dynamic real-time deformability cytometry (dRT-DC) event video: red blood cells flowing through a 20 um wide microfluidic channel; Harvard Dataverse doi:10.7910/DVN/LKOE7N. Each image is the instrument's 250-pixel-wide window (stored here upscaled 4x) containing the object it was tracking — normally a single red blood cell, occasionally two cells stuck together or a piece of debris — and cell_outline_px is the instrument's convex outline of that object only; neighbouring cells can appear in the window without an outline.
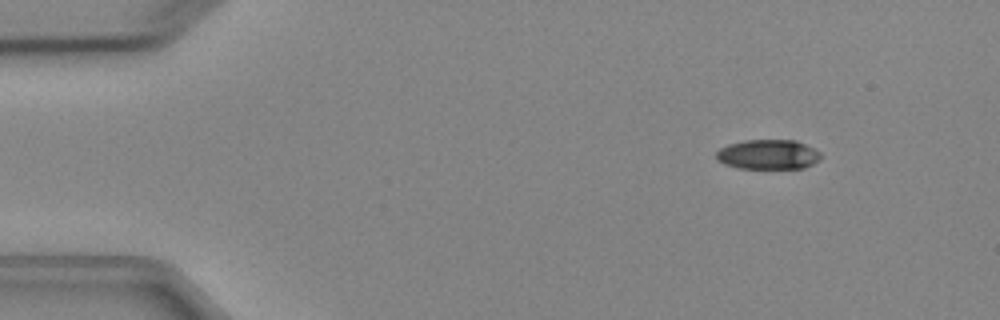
{"species": "Egyptian fruit bat (a non-hibernating species)", "species_latin": "Rousettus aegyptiacus", "temperature_condition": "cold", "stored_images_in_passage": 5, "camera_frame_rate_fps": 3000, "um_per_image_px": 0.085, "animal": {"sex": "female"}, "frame": {"image": 1, "passage_image": 2, "time_ms": 1.0, "image_size_px": [1000, 320], "cell_outline_px": [[820, 160], [804, 168], [740, 168], [724, 164], [716, 160], [716, 152], [720, 148], [728, 144], [744, 140], [796, 140], [820, 152]], "centroid_in_image_um": [65.26, 13.13], "position_along_channel_um": 19.7, "area_um2": 18.09}}
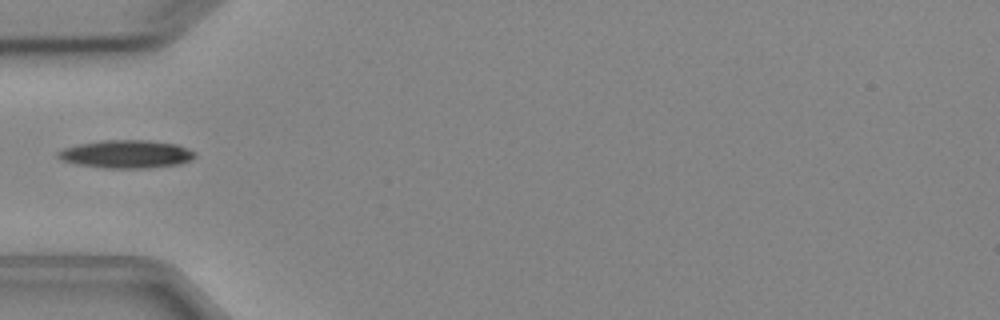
{"frame": {"image": 2, "passage_image": 5, "time_ms": 4.667, "image_size_px": [1000, 320], "cell_outline_px": [[196, 156], [192, 160], [180, 164], [148, 168], [104, 168], [76, 164], [64, 160], [56, 156], [56, 152], [64, 148], [76, 144], [100, 140], [148, 140], [176, 144], [188, 148], [196, 152]], "centroid_in_image_um": [10.75, 13.09], "position_along_channel_um": 74.2, "area_um2": 22.6}}